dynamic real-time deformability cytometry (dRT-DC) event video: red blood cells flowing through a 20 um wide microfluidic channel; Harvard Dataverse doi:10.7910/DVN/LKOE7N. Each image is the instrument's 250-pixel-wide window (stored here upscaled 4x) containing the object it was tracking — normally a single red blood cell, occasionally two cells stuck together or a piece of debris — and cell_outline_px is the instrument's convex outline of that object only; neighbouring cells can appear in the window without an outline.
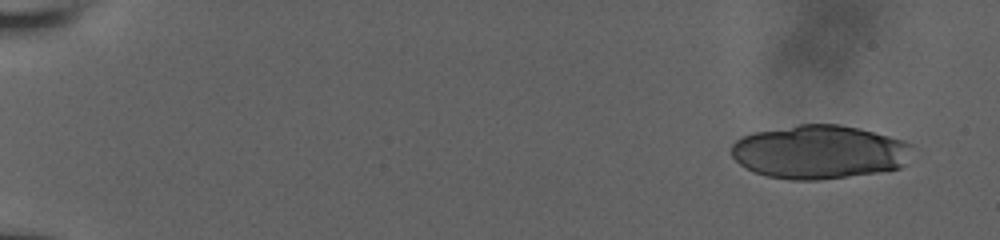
{"species": "human", "species_latin": "Homo sapiens", "temperature_condition": "room temperature", "stored_images_in_passage": 7, "segment_of_instrument_passage": [1, 2], "camera_frame_rate_fps": 3000, "um_per_image_px": 0.085, "donor": {"sex": "male"}, "frame": {"image": 1, "passage_image": 1, "time_ms": 0.0, "image_size_px": [1000, 240], "cell_outline_px": [[912, 144], [904, 164], [900, 168], [876, 172], [820, 180], [792, 180], [768, 176], [756, 172], [740, 164], [732, 156], [732, 144], [736, 140], [752, 132], [800, 124], [840, 124], [860, 128], [904, 140]], "centroid_in_image_um": [69.63, 12.9], "position_along_channel_um": 15.4, "area_um2": 56.36}}